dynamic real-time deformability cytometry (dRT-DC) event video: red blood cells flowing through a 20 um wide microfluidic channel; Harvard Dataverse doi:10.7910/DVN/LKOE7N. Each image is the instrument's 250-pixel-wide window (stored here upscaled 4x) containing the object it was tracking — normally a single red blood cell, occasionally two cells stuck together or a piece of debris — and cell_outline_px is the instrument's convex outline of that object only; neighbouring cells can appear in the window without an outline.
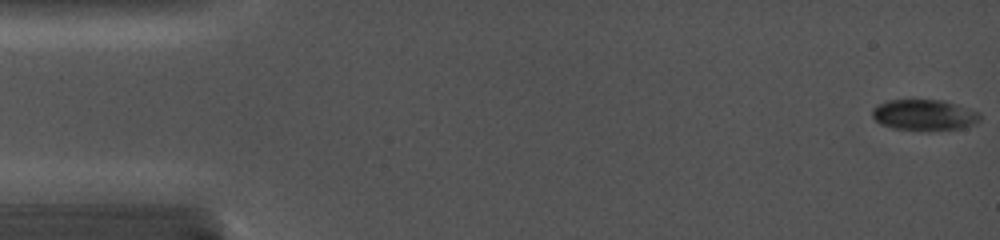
{"species": "common noctule bat (a hibernating species)", "species_latin": "Nyctalus noctula", "temperature_condition": "cold", "stored_images_in_passage": 55, "camera_frame_rate_fps": 5000, "um_per_image_px": 0.085, "animal": {"sex": "female", "body_mass_g": 19.0, "forearm_length_mm": 56.7}, "frame": {"image": 1, "passage_image": 1, "time_ms": 0.0, "image_size_px": [1000, 240], "cell_outline_px": [[980, 120], [964, 128], [892, 128], [880, 124], [872, 116], [872, 108], [876, 104], [888, 100], [944, 100], [980, 112]], "centroid_in_image_um": [78.53, 9.73], "position_along_channel_um": 6.5, "area_um2": 18.84}}
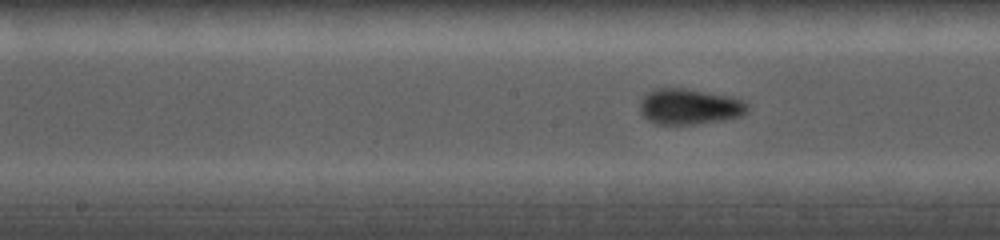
{"frame": {"image": 2, "passage_image": 31, "time_ms": 8.0, "image_size_px": [1000, 240], "cell_outline_px": [[748, 112], [740, 116], [720, 120], [696, 124], [656, 124], [648, 120], [640, 112], [640, 100], [652, 88], [684, 88], [732, 96], [748, 104]], "centroid_in_image_um": [58.58, 9.05], "position_along_channel_um": 189.6, "area_um2": 22.43}}
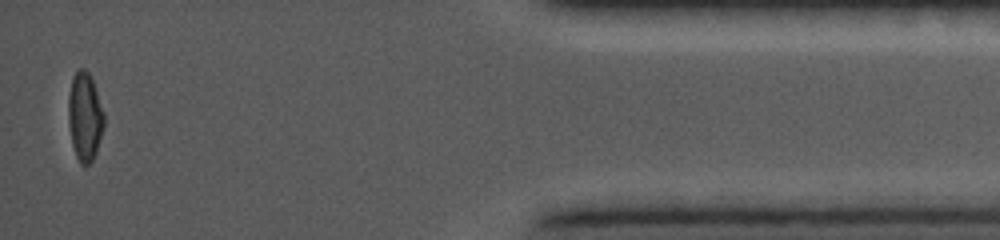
{"frame": {"image": 3, "passage_image": 55, "time_ms": 15.2, "image_size_px": [1000, 240], "cell_outline_px": [[104, 128], [96, 152], [92, 160], [88, 164], [80, 164], [76, 156], [72, 144], [68, 120], [68, 96], [72, 76], [80, 68], [84, 68], [88, 72], [92, 80], [104, 112]], "centroid_in_image_um": [7.2, 9.91], "position_along_channel_um": 428.0, "area_um2": 18.38}}